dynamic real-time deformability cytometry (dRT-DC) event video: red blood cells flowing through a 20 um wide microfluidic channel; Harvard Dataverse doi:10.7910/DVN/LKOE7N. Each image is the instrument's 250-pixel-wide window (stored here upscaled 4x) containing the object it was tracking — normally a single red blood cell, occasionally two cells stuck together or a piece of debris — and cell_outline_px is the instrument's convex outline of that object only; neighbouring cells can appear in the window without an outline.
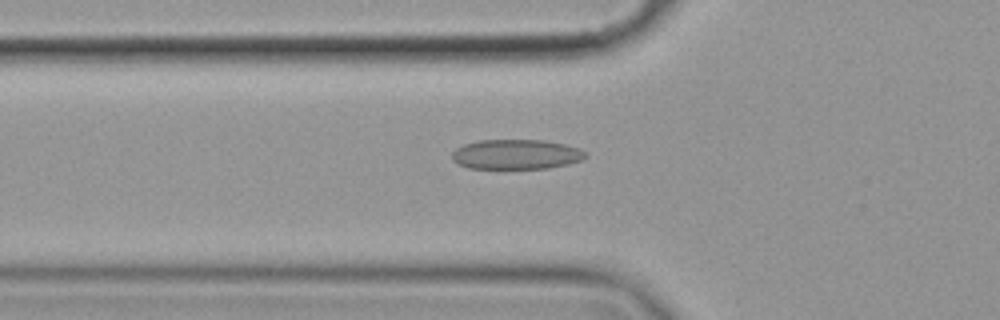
{"species": "common noctule bat (a hibernating species)", "species_latin": "Nyctalus noctula", "temperature_condition": "cold", "stored_images_in_passage": 57, "camera_frame_rate_fps": 3000, "um_per_image_px": 0.085, "animal": {"sex": "female", "body_mass_g": 19.9}, "frame": {"image": 1, "passage_image": 20, "time_ms": 6.333, "image_size_px": [1000, 320], "cell_outline_px": [[588, 156], [580, 160], [568, 164], [548, 168], [468, 168], [456, 164], [452, 160], [452, 152], [456, 148], [464, 144], [480, 140], [544, 140], [564, 144], [580, 148], [588, 152]], "centroid_in_image_um": [43.88, 13.12], "position_along_channel_um": 81.9, "area_um2": 23.35}}
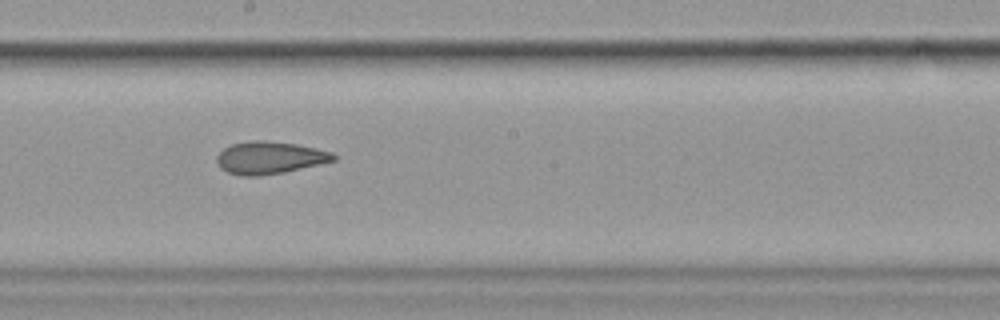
{"frame": {"image": 2, "passage_image": 32, "time_ms": 10.333, "image_size_px": [1000, 320], "cell_outline_px": [[336, 160], [284, 172], [260, 176], [240, 176], [228, 172], [220, 168], [216, 164], [216, 156], [224, 148], [232, 144], [252, 140], [264, 140], [296, 144], [316, 148], [332, 152], [336, 156]], "centroid_in_image_um": [22.89, 13.41], "position_along_channel_um": 225.3, "area_um2": 22.08}}
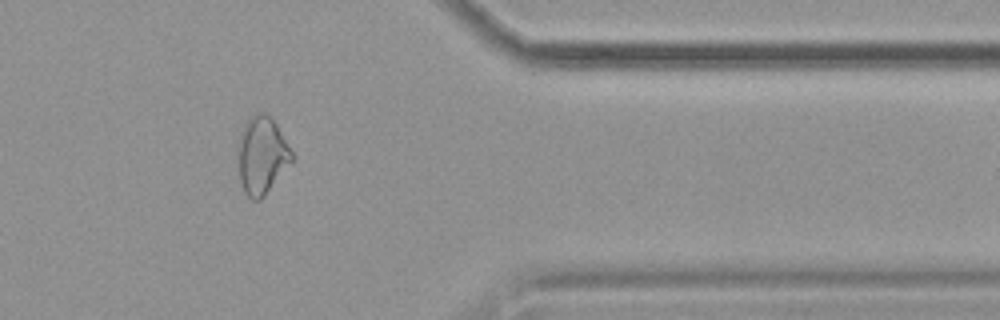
{"frame": {"image": 3, "passage_image": 47, "time_ms": 15.333, "image_size_px": [1000, 320], "cell_outline_px": [[292, 160], [264, 196], [260, 200], [252, 200], [244, 192], [240, 180], [236, 144], [244, 124], [256, 112], [264, 112], [276, 124], [292, 152]], "centroid_in_image_um": [22.21, 13.2], "position_along_channel_um": 389.2, "area_um2": 24.04}, "authors_computed_cell_mechanics": {"area_um2": 23.5824, "velocity_mm_per_s": 3.577, "shape_relaxation_time_tau1_ms": 10.0785, "shape_relaxation_time_tau2_ms": 2.8891, "deformation_change_tau1": 0.1571, "deformation_change_tau2": 0.0929}}